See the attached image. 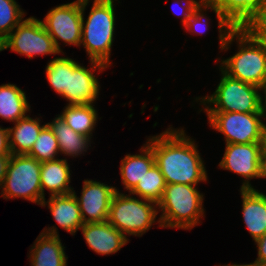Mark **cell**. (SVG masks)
Returning a JSON list of instances; mask_svg holds the SVG:
<instances>
[{
    "mask_svg": "<svg viewBox=\"0 0 266 266\" xmlns=\"http://www.w3.org/2000/svg\"><path fill=\"white\" fill-rule=\"evenodd\" d=\"M183 129L169 125L159 135L149 136L146 143L152 148L166 184L198 185L207 181L208 174L198 146Z\"/></svg>",
    "mask_w": 266,
    "mask_h": 266,
    "instance_id": "cell-1",
    "label": "cell"
},
{
    "mask_svg": "<svg viewBox=\"0 0 266 266\" xmlns=\"http://www.w3.org/2000/svg\"><path fill=\"white\" fill-rule=\"evenodd\" d=\"M259 178H266V152H262L261 154Z\"/></svg>",
    "mask_w": 266,
    "mask_h": 266,
    "instance_id": "cell-35",
    "label": "cell"
},
{
    "mask_svg": "<svg viewBox=\"0 0 266 266\" xmlns=\"http://www.w3.org/2000/svg\"><path fill=\"white\" fill-rule=\"evenodd\" d=\"M25 15L16 0H0V42L13 31Z\"/></svg>",
    "mask_w": 266,
    "mask_h": 266,
    "instance_id": "cell-29",
    "label": "cell"
},
{
    "mask_svg": "<svg viewBox=\"0 0 266 266\" xmlns=\"http://www.w3.org/2000/svg\"><path fill=\"white\" fill-rule=\"evenodd\" d=\"M41 22L54 40L56 48L63 53V55L64 52L60 48V40L63 41L65 45L81 46V0L61 4L50 9Z\"/></svg>",
    "mask_w": 266,
    "mask_h": 266,
    "instance_id": "cell-10",
    "label": "cell"
},
{
    "mask_svg": "<svg viewBox=\"0 0 266 266\" xmlns=\"http://www.w3.org/2000/svg\"><path fill=\"white\" fill-rule=\"evenodd\" d=\"M58 154H60L58 141L51 128L46 125L27 155L42 163L59 159Z\"/></svg>",
    "mask_w": 266,
    "mask_h": 266,
    "instance_id": "cell-27",
    "label": "cell"
},
{
    "mask_svg": "<svg viewBox=\"0 0 266 266\" xmlns=\"http://www.w3.org/2000/svg\"><path fill=\"white\" fill-rule=\"evenodd\" d=\"M266 152V123L264 125V133H263V151Z\"/></svg>",
    "mask_w": 266,
    "mask_h": 266,
    "instance_id": "cell-37",
    "label": "cell"
},
{
    "mask_svg": "<svg viewBox=\"0 0 266 266\" xmlns=\"http://www.w3.org/2000/svg\"><path fill=\"white\" fill-rule=\"evenodd\" d=\"M47 205L54 220L67 233L75 235L84 225L77 199L73 193L50 196L48 200L44 199L40 206Z\"/></svg>",
    "mask_w": 266,
    "mask_h": 266,
    "instance_id": "cell-16",
    "label": "cell"
},
{
    "mask_svg": "<svg viewBox=\"0 0 266 266\" xmlns=\"http://www.w3.org/2000/svg\"><path fill=\"white\" fill-rule=\"evenodd\" d=\"M40 118H25L15 122L14 127L8 128L11 155H27L34 145L41 130L47 123L41 125Z\"/></svg>",
    "mask_w": 266,
    "mask_h": 266,
    "instance_id": "cell-20",
    "label": "cell"
},
{
    "mask_svg": "<svg viewBox=\"0 0 266 266\" xmlns=\"http://www.w3.org/2000/svg\"><path fill=\"white\" fill-rule=\"evenodd\" d=\"M139 152L141 153L125 155L120 164L122 185L129 193L136 187L145 173L155 164L154 153L147 143L141 146Z\"/></svg>",
    "mask_w": 266,
    "mask_h": 266,
    "instance_id": "cell-19",
    "label": "cell"
},
{
    "mask_svg": "<svg viewBox=\"0 0 266 266\" xmlns=\"http://www.w3.org/2000/svg\"><path fill=\"white\" fill-rule=\"evenodd\" d=\"M138 198L116 189L111 200L107 221L126 237H142L155 222L162 228L160 220H156L158 204Z\"/></svg>",
    "mask_w": 266,
    "mask_h": 266,
    "instance_id": "cell-5",
    "label": "cell"
},
{
    "mask_svg": "<svg viewBox=\"0 0 266 266\" xmlns=\"http://www.w3.org/2000/svg\"><path fill=\"white\" fill-rule=\"evenodd\" d=\"M244 28L258 41L266 45V1L257 15Z\"/></svg>",
    "mask_w": 266,
    "mask_h": 266,
    "instance_id": "cell-30",
    "label": "cell"
},
{
    "mask_svg": "<svg viewBox=\"0 0 266 266\" xmlns=\"http://www.w3.org/2000/svg\"><path fill=\"white\" fill-rule=\"evenodd\" d=\"M243 221L255 241L266 233V194L254 189H240Z\"/></svg>",
    "mask_w": 266,
    "mask_h": 266,
    "instance_id": "cell-17",
    "label": "cell"
},
{
    "mask_svg": "<svg viewBox=\"0 0 266 266\" xmlns=\"http://www.w3.org/2000/svg\"><path fill=\"white\" fill-rule=\"evenodd\" d=\"M41 162L28 155H11L1 190L3 199L21 198L42 203Z\"/></svg>",
    "mask_w": 266,
    "mask_h": 266,
    "instance_id": "cell-7",
    "label": "cell"
},
{
    "mask_svg": "<svg viewBox=\"0 0 266 266\" xmlns=\"http://www.w3.org/2000/svg\"><path fill=\"white\" fill-rule=\"evenodd\" d=\"M47 125L51 128L58 141L60 154L76 158L81 154L84 155V152L88 150L87 148L91 147V139L75 132L59 115H56L55 119L52 122H48Z\"/></svg>",
    "mask_w": 266,
    "mask_h": 266,
    "instance_id": "cell-22",
    "label": "cell"
},
{
    "mask_svg": "<svg viewBox=\"0 0 266 266\" xmlns=\"http://www.w3.org/2000/svg\"><path fill=\"white\" fill-rule=\"evenodd\" d=\"M0 155H11L8 128L0 126Z\"/></svg>",
    "mask_w": 266,
    "mask_h": 266,
    "instance_id": "cell-33",
    "label": "cell"
},
{
    "mask_svg": "<svg viewBox=\"0 0 266 266\" xmlns=\"http://www.w3.org/2000/svg\"><path fill=\"white\" fill-rule=\"evenodd\" d=\"M30 104L25 92L15 84L0 86V117L1 119L16 122L25 118L30 112Z\"/></svg>",
    "mask_w": 266,
    "mask_h": 266,
    "instance_id": "cell-23",
    "label": "cell"
},
{
    "mask_svg": "<svg viewBox=\"0 0 266 266\" xmlns=\"http://www.w3.org/2000/svg\"><path fill=\"white\" fill-rule=\"evenodd\" d=\"M200 1L201 0L199 1L197 0H174L172 10L174 11V14L177 15V17L178 16L183 17L181 18L182 26H184L187 23L188 19L193 14V9L198 5ZM178 5H181L180 7L182 8V9L179 8L181 9L180 12H177L175 11L176 9H174Z\"/></svg>",
    "mask_w": 266,
    "mask_h": 266,
    "instance_id": "cell-31",
    "label": "cell"
},
{
    "mask_svg": "<svg viewBox=\"0 0 266 266\" xmlns=\"http://www.w3.org/2000/svg\"><path fill=\"white\" fill-rule=\"evenodd\" d=\"M80 229L89 248L99 255L117 253L129 242V239L108 221L84 223Z\"/></svg>",
    "mask_w": 266,
    "mask_h": 266,
    "instance_id": "cell-15",
    "label": "cell"
},
{
    "mask_svg": "<svg viewBox=\"0 0 266 266\" xmlns=\"http://www.w3.org/2000/svg\"><path fill=\"white\" fill-rule=\"evenodd\" d=\"M198 185L166 184L158 203L162 228L191 230L204 218V195ZM197 187V188H196Z\"/></svg>",
    "mask_w": 266,
    "mask_h": 266,
    "instance_id": "cell-4",
    "label": "cell"
},
{
    "mask_svg": "<svg viewBox=\"0 0 266 266\" xmlns=\"http://www.w3.org/2000/svg\"><path fill=\"white\" fill-rule=\"evenodd\" d=\"M219 70L221 79L215 92L195 98V101L200 100L201 105H204V112L264 113L259 87L231 78Z\"/></svg>",
    "mask_w": 266,
    "mask_h": 266,
    "instance_id": "cell-6",
    "label": "cell"
},
{
    "mask_svg": "<svg viewBox=\"0 0 266 266\" xmlns=\"http://www.w3.org/2000/svg\"><path fill=\"white\" fill-rule=\"evenodd\" d=\"M94 104L66 105L59 116L75 132L92 139V132L98 119Z\"/></svg>",
    "mask_w": 266,
    "mask_h": 266,
    "instance_id": "cell-25",
    "label": "cell"
},
{
    "mask_svg": "<svg viewBox=\"0 0 266 266\" xmlns=\"http://www.w3.org/2000/svg\"><path fill=\"white\" fill-rule=\"evenodd\" d=\"M257 247L258 257L254 263L260 266H266V233L259 239L254 241Z\"/></svg>",
    "mask_w": 266,
    "mask_h": 266,
    "instance_id": "cell-32",
    "label": "cell"
},
{
    "mask_svg": "<svg viewBox=\"0 0 266 266\" xmlns=\"http://www.w3.org/2000/svg\"><path fill=\"white\" fill-rule=\"evenodd\" d=\"M2 51L10 49L29 59L36 55L61 54L42 22L31 16L23 19L1 42Z\"/></svg>",
    "mask_w": 266,
    "mask_h": 266,
    "instance_id": "cell-9",
    "label": "cell"
},
{
    "mask_svg": "<svg viewBox=\"0 0 266 266\" xmlns=\"http://www.w3.org/2000/svg\"><path fill=\"white\" fill-rule=\"evenodd\" d=\"M11 155H0V189L3 186Z\"/></svg>",
    "mask_w": 266,
    "mask_h": 266,
    "instance_id": "cell-34",
    "label": "cell"
},
{
    "mask_svg": "<svg viewBox=\"0 0 266 266\" xmlns=\"http://www.w3.org/2000/svg\"><path fill=\"white\" fill-rule=\"evenodd\" d=\"M67 159H57L41 163L40 182L42 188V201L45 199V189L50 196L71 194V170Z\"/></svg>",
    "mask_w": 266,
    "mask_h": 266,
    "instance_id": "cell-18",
    "label": "cell"
},
{
    "mask_svg": "<svg viewBox=\"0 0 266 266\" xmlns=\"http://www.w3.org/2000/svg\"><path fill=\"white\" fill-rule=\"evenodd\" d=\"M165 186L164 176L154 164L129 194L158 204L163 197Z\"/></svg>",
    "mask_w": 266,
    "mask_h": 266,
    "instance_id": "cell-26",
    "label": "cell"
},
{
    "mask_svg": "<svg viewBox=\"0 0 266 266\" xmlns=\"http://www.w3.org/2000/svg\"><path fill=\"white\" fill-rule=\"evenodd\" d=\"M218 8L234 28H244L259 12L266 0H206Z\"/></svg>",
    "mask_w": 266,
    "mask_h": 266,
    "instance_id": "cell-21",
    "label": "cell"
},
{
    "mask_svg": "<svg viewBox=\"0 0 266 266\" xmlns=\"http://www.w3.org/2000/svg\"><path fill=\"white\" fill-rule=\"evenodd\" d=\"M234 41L238 45L237 53L222 59L219 68L231 78L260 88L266 79V45L246 28H234L227 35L221 51H227Z\"/></svg>",
    "mask_w": 266,
    "mask_h": 266,
    "instance_id": "cell-2",
    "label": "cell"
},
{
    "mask_svg": "<svg viewBox=\"0 0 266 266\" xmlns=\"http://www.w3.org/2000/svg\"><path fill=\"white\" fill-rule=\"evenodd\" d=\"M205 113L210 127L224 136L225 144L263 143L265 113Z\"/></svg>",
    "mask_w": 266,
    "mask_h": 266,
    "instance_id": "cell-8",
    "label": "cell"
},
{
    "mask_svg": "<svg viewBox=\"0 0 266 266\" xmlns=\"http://www.w3.org/2000/svg\"><path fill=\"white\" fill-rule=\"evenodd\" d=\"M211 10L215 13L218 20L219 28V43L220 50L223 47L227 35L234 29V27L224 18L218 8L209 4L206 0H201L198 5L193 9V14L188 19L187 23L183 26L189 33L203 34L209 27L208 19L205 16L206 10ZM205 14V15H204Z\"/></svg>",
    "mask_w": 266,
    "mask_h": 266,
    "instance_id": "cell-24",
    "label": "cell"
},
{
    "mask_svg": "<svg viewBox=\"0 0 266 266\" xmlns=\"http://www.w3.org/2000/svg\"><path fill=\"white\" fill-rule=\"evenodd\" d=\"M260 91H262L264 95H260L261 97V108L262 111L265 113L266 115V79L264 80L263 84L260 87ZM264 98V99H263Z\"/></svg>",
    "mask_w": 266,
    "mask_h": 266,
    "instance_id": "cell-36",
    "label": "cell"
},
{
    "mask_svg": "<svg viewBox=\"0 0 266 266\" xmlns=\"http://www.w3.org/2000/svg\"><path fill=\"white\" fill-rule=\"evenodd\" d=\"M46 78L51 88L67 101L68 57H55L46 66Z\"/></svg>",
    "mask_w": 266,
    "mask_h": 266,
    "instance_id": "cell-28",
    "label": "cell"
},
{
    "mask_svg": "<svg viewBox=\"0 0 266 266\" xmlns=\"http://www.w3.org/2000/svg\"><path fill=\"white\" fill-rule=\"evenodd\" d=\"M225 147L218 166L244 178L240 189H254L249 181L252 178H259L263 143H234L226 144Z\"/></svg>",
    "mask_w": 266,
    "mask_h": 266,
    "instance_id": "cell-12",
    "label": "cell"
},
{
    "mask_svg": "<svg viewBox=\"0 0 266 266\" xmlns=\"http://www.w3.org/2000/svg\"><path fill=\"white\" fill-rule=\"evenodd\" d=\"M118 0H93L88 18L84 11L89 0H81L82 33L81 45L85 48L89 61L100 62L110 67L111 48L115 32L114 2Z\"/></svg>",
    "mask_w": 266,
    "mask_h": 266,
    "instance_id": "cell-3",
    "label": "cell"
},
{
    "mask_svg": "<svg viewBox=\"0 0 266 266\" xmlns=\"http://www.w3.org/2000/svg\"><path fill=\"white\" fill-rule=\"evenodd\" d=\"M90 64L91 68H86L68 57L67 105H89L98 98L101 87L95 72L99 70L100 73L108 67L92 60Z\"/></svg>",
    "mask_w": 266,
    "mask_h": 266,
    "instance_id": "cell-11",
    "label": "cell"
},
{
    "mask_svg": "<svg viewBox=\"0 0 266 266\" xmlns=\"http://www.w3.org/2000/svg\"><path fill=\"white\" fill-rule=\"evenodd\" d=\"M116 187L85 179L80 198L75 195L84 223H102L108 219L110 204ZM88 216V217H87Z\"/></svg>",
    "mask_w": 266,
    "mask_h": 266,
    "instance_id": "cell-13",
    "label": "cell"
},
{
    "mask_svg": "<svg viewBox=\"0 0 266 266\" xmlns=\"http://www.w3.org/2000/svg\"><path fill=\"white\" fill-rule=\"evenodd\" d=\"M219 266H221V265H219ZM224 266H260V265H258V264H256V263H250V264H228V265H224Z\"/></svg>",
    "mask_w": 266,
    "mask_h": 266,
    "instance_id": "cell-38",
    "label": "cell"
},
{
    "mask_svg": "<svg viewBox=\"0 0 266 266\" xmlns=\"http://www.w3.org/2000/svg\"><path fill=\"white\" fill-rule=\"evenodd\" d=\"M56 226L46 227L29 249L31 266H67L68 257Z\"/></svg>",
    "mask_w": 266,
    "mask_h": 266,
    "instance_id": "cell-14",
    "label": "cell"
}]
</instances>
